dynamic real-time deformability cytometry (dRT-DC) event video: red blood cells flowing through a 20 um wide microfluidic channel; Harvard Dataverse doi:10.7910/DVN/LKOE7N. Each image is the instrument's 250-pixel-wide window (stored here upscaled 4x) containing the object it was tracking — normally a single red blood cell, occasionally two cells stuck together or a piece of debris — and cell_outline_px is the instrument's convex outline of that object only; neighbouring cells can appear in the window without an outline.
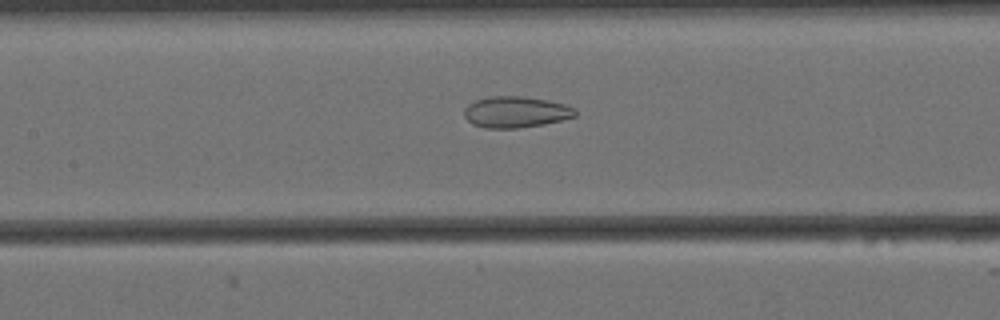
{"species": "Egyptian fruit bat (a non-hibernating species)", "species_latin": "Rousettus aegyptiacus", "temperature_condition": "cold", "stored_images_in_passage": 54, "camera_frame_rate_fps": 3000, "um_per_image_px": 0.085, "animal": {"sex": "female"}, "frame": {"image": 1, "passage_image": 22, "time_ms": 7.0, "image_size_px": [1000, 320], "cell_outline_px": [[576, 116], [544, 124], [520, 128], [484, 128], [472, 124], [464, 116], [464, 108], [468, 104], [476, 100], [492, 96], [520, 96], [548, 100], [564, 104], [576, 108]], "centroid_in_image_um": [43.83, 9.52], "position_along_channel_um": 163.6, "area_um2": 20.23}}
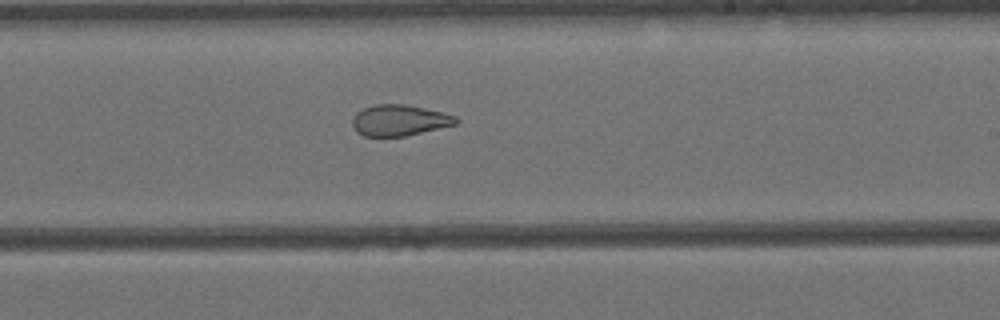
{"frame": {"image": 2, "passage_image": 30, "time_ms": 9.667, "image_size_px": [1000, 320], "cell_outline_px": [[460, 120], [456, 124], [404, 136], [364, 136], [356, 132], [352, 124], [352, 120], [356, 112], [364, 108], [376, 104], [404, 104], [444, 112], [456, 116]], "centroid_in_image_um": [33.94, 10.22], "position_along_channel_um": 255.1, "area_um2": 18.67}}
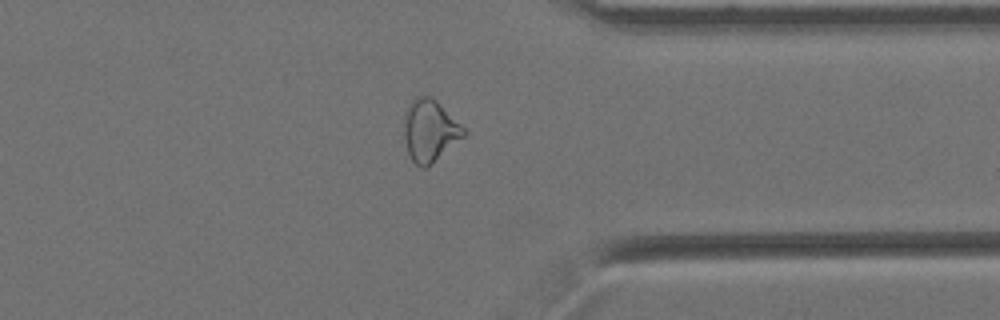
{"frame": {"image": 3, "passage_image": 41, "time_ms": 13.333, "image_size_px": [1000, 320], "cell_outline_px": [[468, 132], [464, 136], [424, 168], [420, 168], [412, 160], [408, 152], [404, 136], [404, 112], [408, 104], [416, 96], [432, 96]], "centroid_in_image_um": [36.5, 11.06], "position_along_channel_um": 374.9, "area_um2": 21.15}, "authors_computed_cell_mechanics": {"area_um2": 23.0044, "velocity_mm_per_s": 3.4579, "shape_relaxation_time_tau1_ms": null, "shape_relaxation_time_tau2_ms": 2.7049, "deformation_change_tau1": null, "deformation_change_tau2": 0.0984}}